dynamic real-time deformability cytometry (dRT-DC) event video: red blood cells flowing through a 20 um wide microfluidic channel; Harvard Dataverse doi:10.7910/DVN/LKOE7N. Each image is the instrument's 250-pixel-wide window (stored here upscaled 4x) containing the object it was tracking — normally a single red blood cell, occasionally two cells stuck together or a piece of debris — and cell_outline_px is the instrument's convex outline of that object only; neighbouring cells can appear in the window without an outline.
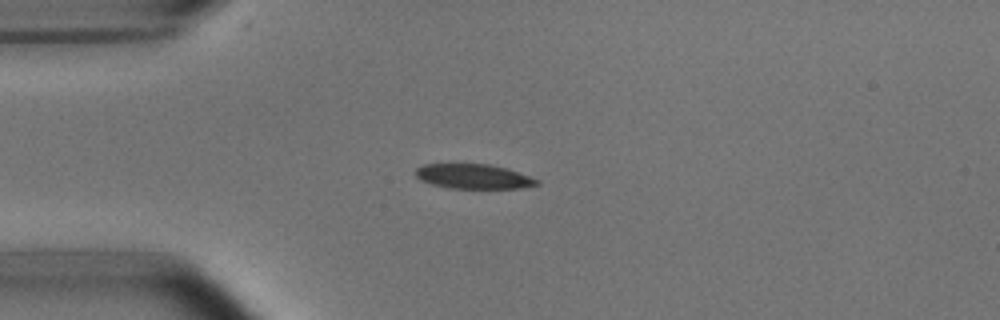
{"species": "common noctule bat (a hibernating species)", "species_latin": "Nyctalus noctula", "temperature_condition": "room temperature", "stored_images_in_passage": 40, "camera_frame_rate_fps": 3000, "um_per_image_px": 0.085, "animal": {"sex": "male", "body_mass_g": 15.6}, "frame": {"image": 1, "passage_image": 1, "time_ms": 0.0, "image_size_px": [1000, 320], "cell_outline_px": [[540, 184], [520, 188], [448, 188], [432, 184], [420, 180], [416, 176], [416, 168], [424, 164], [488, 164], [508, 168], [540, 180]], "centroid_in_image_um": [40.26, 14.99], "position_along_channel_um": 44.7, "area_um2": 17.46}}
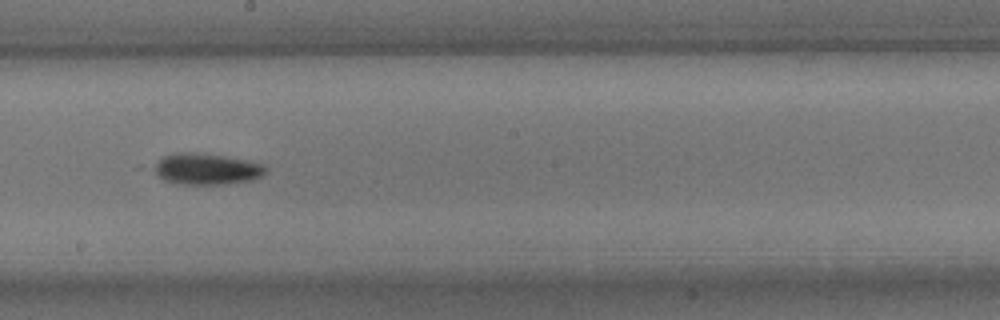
{"frame": {"image": 2, "passage_image": 17, "time_ms": 5.333, "image_size_px": [1000, 320], "cell_outline_px": [[268, 168], [264, 176], [252, 180], [228, 184], [176, 184], [164, 180], [156, 172], [156, 164], [164, 156], [176, 152], [196, 152], [224, 156], [248, 160], [264, 164]], "centroid_in_image_um": [17.64, 14.37], "position_along_channel_um": 230.6, "area_um2": 20.4}}
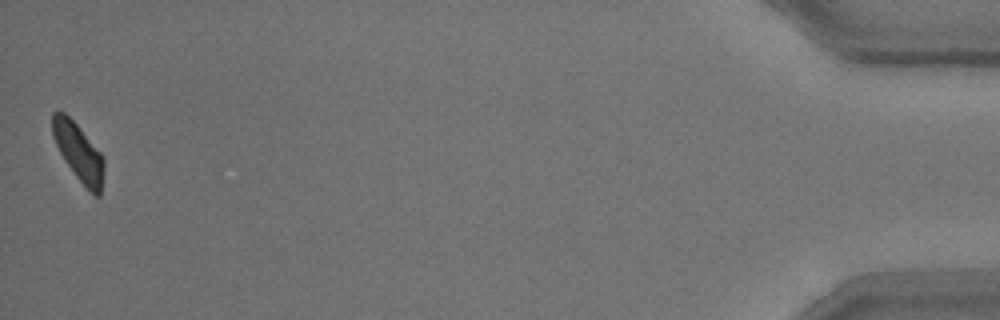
{"frame": {"image": 3, "passage_image": 40, "time_ms": 13.0, "image_size_px": [1000, 320], "cell_outline_px": [[104, 168], [100, 196], [96, 196], [76, 176], [64, 160], [52, 136], [52, 112], [64, 112], [76, 124], [104, 156]], "centroid_in_image_um": [6.68, 12.92], "position_along_channel_um": 428.5, "area_um2": 16.94}, "authors_computed_cell_mechanics": {"area_um2": 18.496, "velocity_mm_per_s": 3.7887, "shape_relaxation_time_tau1_ms": 3.8155, "shape_relaxation_time_tau2_ms": null, "deformation_change_tau1": 0.1215, "deformation_change_tau2": null}}